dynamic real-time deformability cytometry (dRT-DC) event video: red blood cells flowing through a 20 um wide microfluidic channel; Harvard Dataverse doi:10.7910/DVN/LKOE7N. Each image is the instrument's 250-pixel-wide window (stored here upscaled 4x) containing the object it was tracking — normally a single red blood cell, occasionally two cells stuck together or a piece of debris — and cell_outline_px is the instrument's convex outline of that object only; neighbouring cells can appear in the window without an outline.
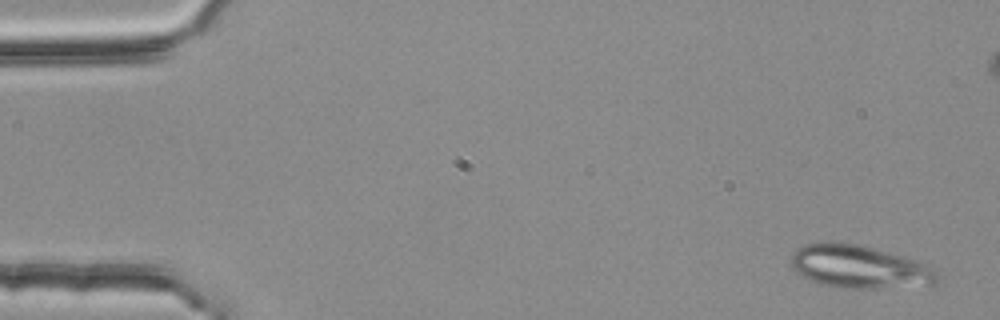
{"species": "common noctule bat (a hibernating species)", "species_latin": "Nyctalus noctula", "temperature_condition": "room temperature", "stored_images_in_passage": 5, "camera_frame_rate_fps": 3000, "um_per_image_px": 0.085, "animal": {"sex": "female", "body_mass_g": 25.1}, "frame": {"image": 1, "passage_image": 1, "time_ms": 0.0, "image_size_px": [1000, 320], "cell_outline_px": [[940, 280], [936, 284], [876, 288], [840, 288], [820, 284], [796, 272], [792, 264], [792, 252], [796, 248], [804, 244], [824, 240], [856, 244], [916, 260], [936, 268]], "centroid_in_image_um": [73.03, 22.66], "position_along_channel_um": 12.0, "area_um2": 36.65}}